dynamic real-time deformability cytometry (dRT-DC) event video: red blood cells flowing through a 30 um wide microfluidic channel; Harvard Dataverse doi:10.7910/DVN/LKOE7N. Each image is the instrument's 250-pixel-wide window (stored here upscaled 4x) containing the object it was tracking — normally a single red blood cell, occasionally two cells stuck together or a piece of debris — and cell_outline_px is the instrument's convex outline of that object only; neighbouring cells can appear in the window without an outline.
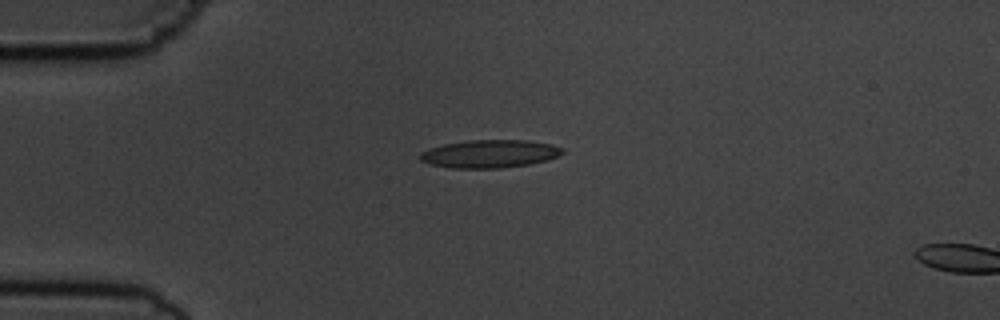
{"species": "common noctule bat (a hibernating species)", "species_latin": "Nyctalus noctula", "temperature_condition": "cold", "stored_images_in_passage": 2, "camera_frame_rate_fps": 3000, "um_per_image_px": 0.085, "animal": {"sex": "male", "body_mass_g": 19.5, "forearm_length_mm": 54.6}, "frame": {"image": 1, "passage_image": 1, "time_ms": 0.0, "image_size_px": [1000, 320], "cell_outline_px": [[564, 152], [548, 160], [528, 164], [500, 168], [452, 168], [428, 164], [420, 160], [420, 152], [428, 148], [444, 144], [468, 140], [528, 140], [552, 144], [564, 148]], "centroid_in_image_um": [41.61, 13.07], "position_along_channel_um": 43.4, "area_um2": 23.29}}